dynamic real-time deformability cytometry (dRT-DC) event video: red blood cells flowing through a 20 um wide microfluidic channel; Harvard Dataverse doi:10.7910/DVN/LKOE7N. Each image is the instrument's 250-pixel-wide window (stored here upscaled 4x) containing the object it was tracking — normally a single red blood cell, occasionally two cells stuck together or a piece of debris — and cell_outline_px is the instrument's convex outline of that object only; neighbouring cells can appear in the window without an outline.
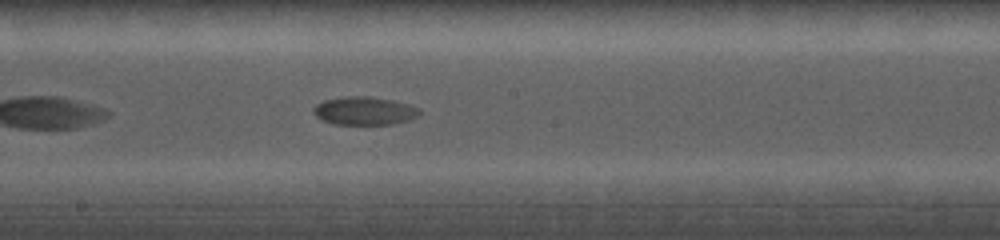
{"species": "common noctule bat (a hibernating species)", "species_latin": "Nyctalus noctula", "temperature_condition": "cold", "stored_images_in_passage": 37, "camera_frame_rate_fps": 5000, "um_per_image_px": 0.085, "animal": {"sex": "female", "body_mass_g": 19.0, "forearm_length_mm": 56.7}, "frame": {"image": 1, "passage_image": 26, "time_ms": 4.4, "image_size_px": [1000, 240], "cell_outline_px": [[420, 112], [416, 116], [408, 120], [392, 124], [336, 124], [320, 120], [312, 112], [312, 108], [316, 104], [324, 100], [348, 96], [372, 96], [392, 100], [408, 104], [420, 108]], "centroid_in_image_um": [30.94, 9.41], "position_along_channel_um": 217.3, "area_um2": 17.46}}